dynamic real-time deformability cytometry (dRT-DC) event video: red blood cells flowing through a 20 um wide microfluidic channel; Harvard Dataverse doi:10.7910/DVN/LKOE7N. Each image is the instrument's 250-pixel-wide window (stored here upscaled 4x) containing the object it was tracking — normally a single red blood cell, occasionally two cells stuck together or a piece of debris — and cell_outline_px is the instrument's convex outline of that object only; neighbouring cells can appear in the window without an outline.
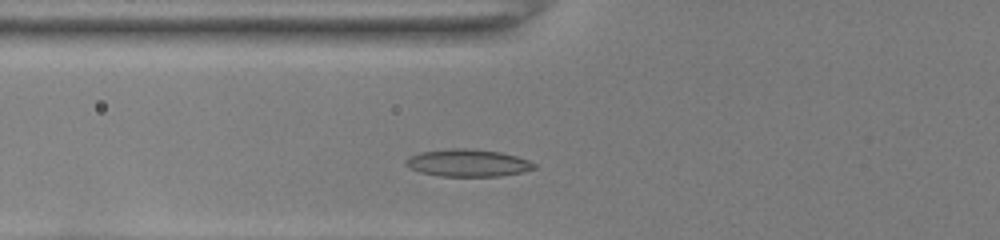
{"species": "common noctule bat (a hibernating species)", "species_latin": "Nyctalus noctula", "temperature_condition": "room temperature", "stored_images_in_passage": 30, "camera_frame_rate_fps": 3000, "um_per_image_px": 0.085, "animal": {"sex": "female", "body_mass_g": 22.0, "forearm_length_mm": 56.7}, "frame": {"image": 1, "passage_image": 5, "time_ms": 1.333, "image_size_px": [1000, 240], "cell_outline_px": [[536, 168], [524, 172], [500, 176], [440, 176], [420, 172], [408, 168], [404, 164], [404, 160], [408, 156], [420, 152], [452, 148], [468, 148], [500, 152], [516, 156], [528, 160], [536, 164]], "centroid_in_image_um": [39.73, 13.85], "position_along_channel_um": 86.1, "area_um2": 20.63}}
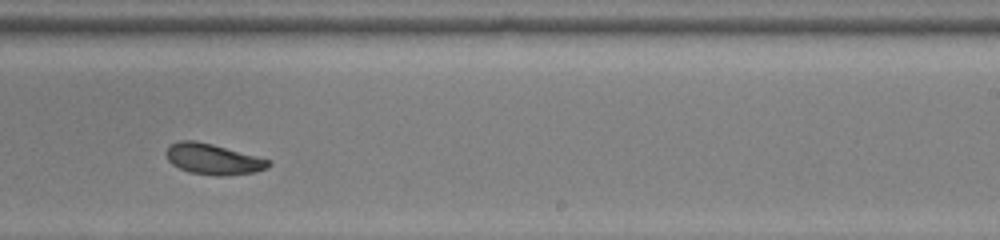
{"frame": {"image": 2, "passage_image": 19, "time_ms": 6.0, "image_size_px": [1000, 240], "cell_outline_px": [[272, 164], [256, 172], [220, 176], [216, 176], [188, 172], [172, 164], [168, 160], [164, 152], [172, 144], [180, 140], [196, 140], [212, 144], [272, 160]], "centroid_in_image_um": [18.11, 13.52], "position_along_channel_um": 270.9, "area_um2": 18.32}}
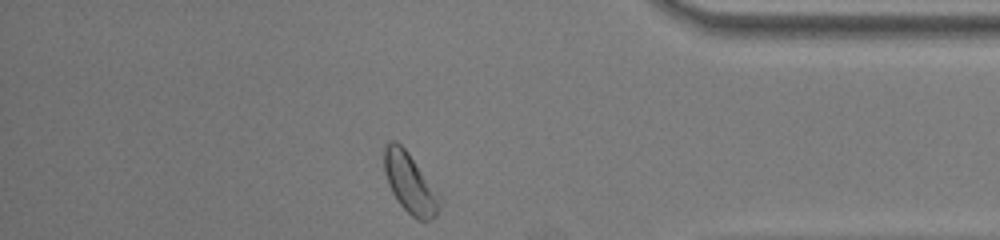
{"frame": {"image": 3, "passage_image": 30, "time_ms": 9.667, "image_size_px": [1000, 240], "cell_outline_px": [[444, 200], [436, 216], [432, 220], [420, 220], [412, 216], [400, 204], [392, 192], [388, 184], [384, 172], [384, 148], [388, 140], [396, 140], [408, 152]], "centroid_in_image_um": [34.87, 15.57], "position_along_channel_um": 400.3, "area_um2": 19.54}, "authors_computed_cell_mechanics": {"area_um2": 18.5538, "velocity_mm_per_s": 3.9671, "shape_relaxation_time_tau1_ms": 4.5445, "shape_relaxation_time_tau2_ms": null, "deformation_change_tau1": 0.1346, "deformation_change_tau2": null}}